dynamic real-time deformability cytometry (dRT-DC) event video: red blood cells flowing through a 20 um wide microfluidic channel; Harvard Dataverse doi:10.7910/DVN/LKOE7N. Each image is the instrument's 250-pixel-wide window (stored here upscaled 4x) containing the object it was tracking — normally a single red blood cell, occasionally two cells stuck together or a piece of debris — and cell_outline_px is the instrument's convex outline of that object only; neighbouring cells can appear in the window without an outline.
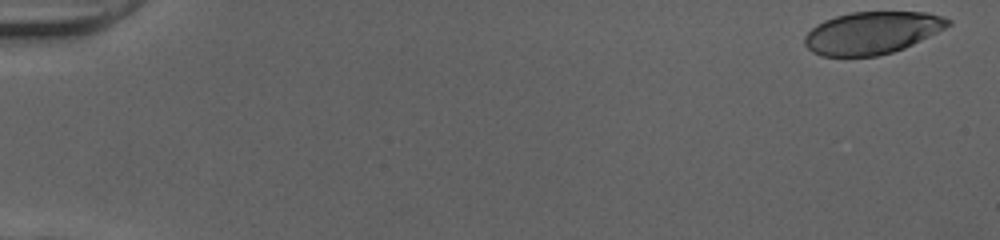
{"species": "human", "species_latin": "Homo sapiens", "temperature_condition": "cold", "stored_images_in_passage": 51, "camera_frame_rate_fps": 3000, "um_per_image_px": 0.085, "donor": {"sex": "female"}, "frame": {"image": 1, "passage_image": 1, "time_ms": 0.0, "image_size_px": [1000, 240], "cell_outline_px": [[952, 24], [904, 48], [892, 52], [876, 56], [820, 56], [812, 52], [804, 44], [804, 36], [816, 24], [824, 20], [836, 16], [852, 12], [928, 12], [944, 16], [952, 20]], "centroid_in_image_um": [74.11, 2.78], "position_along_channel_um": 10.9, "area_um2": 35.32}}
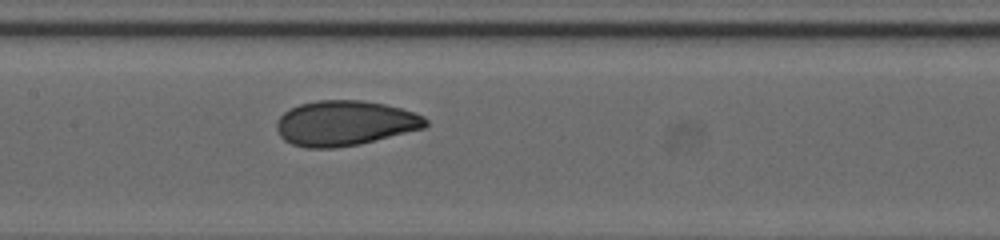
{"frame": {"image": 2, "passage_image": 26, "time_ms": 8.333, "image_size_px": [1000, 240], "cell_outline_px": [[428, 124], [424, 128], [360, 144], [332, 148], [304, 148], [292, 144], [284, 140], [280, 136], [276, 128], [276, 124], [280, 116], [284, 112], [300, 104], [316, 100], [360, 100], [384, 104], [400, 108], [424, 116], [428, 120]], "centroid_in_image_um": [29.3, 10.47], "position_along_channel_um": 178.1, "area_um2": 39.07}}
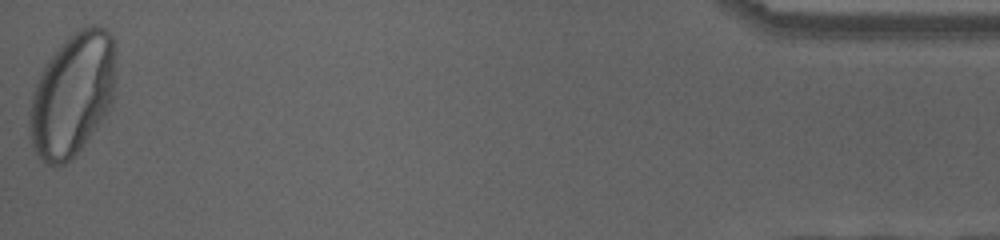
{"frame": {"image": 3, "passage_image": 51, "time_ms": 16.667, "image_size_px": [1000, 240], "cell_outline_px": [[116, 68], [112, 108], [72, 160], [64, 164], [48, 164], [40, 160], [36, 156], [28, 132], [28, 112], [32, 92], [48, 60], [64, 40], [68, 36], [80, 28], [92, 24], [96, 24], [104, 28], [112, 36]], "centroid_in_image_um": [6.16, 8.07], "position_along_channel_um": 429.0, "area_um2": 62.66}, "authors_computed_cell_mechanics": {"area_um2": 38.5526, "velocity_mm_per_s": 4.0071, "shape_relaxation_time_tau1_ms": 4.6985, "shape_relaxation_time_tau2_ms": null, "deformation_change_tau1": 0.183, "deformation_change_tau2": null}}